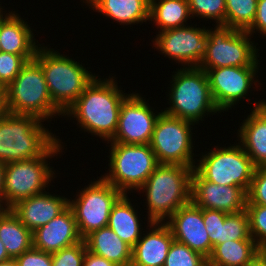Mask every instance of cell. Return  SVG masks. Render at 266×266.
<instances>
[{
	"label": "cell",
	"instance_id": "5",
	"mask_svg": "<svg viewBox=\"0 0 266 266\" xmlns=\"http://www.w3.org/2000/svg\"><path fill=\"white\" fill-rule=\"evenodd\" d=\"M170 81L168 104L164 113L197 125L208 114L219 113L209 86L206 72L199 67L176 69ZM206 113V114H205Z\"/></svg>",
	"mask_w": 266,
	"mask_h": 266
},
{
	"label": "cell",
	"instance_id": "46",
	"mask_svg": "<svg viewBox=\"0 0 266 266\" xmlns=\"http://www.w3.org/2000/svg\"><path fill=\"white\" fill-rule=\"evenodd\" d=\"M4 14V15H3ZM5 16V13H3V10L0 6V20Z\"/></svg>",
	"mask_w": 266,
	"mask_h": 266
},
{
	"label": "cell",
	"instance_id": "45",
	"mask_svg": "<svg viewBox=\"0 0 266 266\" xmlns=\"http://www.w3.org/2000/svg\"><path fill=\"white\" fill-rule=\"evenodd\" d=\"M5 104H0V118L5 114Z\"/></svg>",
	"mask_w": 266,
	"mask_h": 266
},
{
	"label": "cell",
	"instance_id": "31",
	"mask_svg": "<svg viewBox=\"0 0 266 266\" xmlns=\"http://www.w3.org/2000/svg\"><path fill=\"white\" fill-rule=\"evenodd\" d=\"M191 18L215 20L216 25L225 26V0H188Z\"/></svg>",
	"mask_w": 266,
	"mask_h": 266
},
{
	"label": "cell",
	"instance_id": "43",
	"mask_svg": "<svg viewBox=\"0 0 266 266\" xmlns=\"http://www.w3.org/2000/svg\"><path fill=\"white\" fill-rule=\"evenodd\" d=\"M250 266H266V258L264 256H262L254 264H252Z\"/></svg>",
	"mask_w": 266,
	"mask_h": 266
},
{
	"label": "cell",
	"instance_id": "20",
	"mask_svg": "<svg viewBox=\"0 0 266 266\" xmlns=\"http://www.w3.org/2000/svg\"><path fill=\"white\" fill-rule=\"evenodd\" d=\"M147 225L149 231L142 233L132 248L131 266H164L174 241L171 229L165 222H148Z\"/></svg>",
	"mask_w": 266,
	"mask_h": 266
},
{
	"label": "cell",
	"instance_id": "14",
	"mask_svg": "<svg viewBox=\"0 0 266 266\" xmlns=\"http://www.w3.org/2000/svg\"><path fill=\"white\" fill-rule=\"evenodd\" d=\"M258 69L259 66H245L221 67L205 71L213 101L220 112L232 110L234 104L237 105L240 100L246 99L247 94L251 92L250 88H255L253 84L258 87L260 83L255 77Z\"/></svg>",
	"mask_w": 266,
	"mask_h": 266
},
{
	"label": "cell",
	"instance_id": "42",
	"mask_svg": "<svg viewBox=\"0 0 266 266\" xmlns=\"http://www.w3.org/2000/svg\"><path fill=\"white\" fill-rule=\"evenodd\" d=\"M0 104H6V86L0 82Z\"/></svg>",
	"mask_w": 266,
	"mask_h": 266
},
{
	"label": "cell",
	"instance_id": "22",
	"mask_svg": "<svg viewBox=\"0 0 266 266\" xmlns=\"http://www.w3.org/2000/svg\"><path fill=\"white\" fill-rule=\"evenodd\" d=\"M203 220L213 247L226 241L254 240L249 232L246 210L227 214L219 210L203 209Z\"/></svg>",
	"mask_w": 266,
	"mask_h": 266
},
{
	"label": "cell",
	"instance_id": "44",
	"mask_svg": "<svg viewBox=\"0 0 266 266\" xmlns=\"http://www.w3.org/2000/svg\"><path fill=\"white\" fill-rule=\"evenodd\" d=\"M0 266H18V265L14 259H11L10 261L0 263Z\"/></svg>",
	"mask_w": 266,
	"mask_h": 266
},
{
	"label": "cell",
	"instance_id": "2",
	"mask_svg": "<svg viewBox=\"0 0 266 266\" xmlns=\"http://www.w3.org/2000/svg\"><path fill=\"white\" fill-rule=\"evenodd\" d=\"M192 167L159 164L146 182L143 191L148 208V222H166L180 207L191 201Z\"/></svg>",
	"mask_w": 266,
	"mask_h": 266
},
{
	"label": "cell",
	"instance_id": "35",
	"mask_svg": "<svg viewBox=\"0 0 266 266\" xmlns=\"http://www.w3.org/2000/svg\"><path fill=\"white\" fill-rule=\"evenodd\" d=\"M27 62L21 55L0 51V82L7 87Z\"/></svg>",
	"mask_w": 266,
	"mask_h": 266
},
{
	"label": "cell",
	"instance_id": "12",
	"mask_svg": "<svg viewBox=\"0 0 266 266\" xmlns=\"http://www.w3.org/2000/svg\"><path fill=\"white\" fill-rule=\"evenodd\" d=\"M79 192L74 199H69V207L84 239L91 232L108 225L110 212L123 193L102 177L91 181Z\"/></svg>",
	"mask_w": 266,
	"mask_h": 266
},
{
	"label": "cell",
	"instance_id": "1",
	"mask_svg": "<svg viewBox=\"0 0 266 266\" xmlns=\"http://www.w3.org/2000/svg\"><path fill=\"white\" fill-rule=\"evenodd\" d=\"M101 79L96 76L63 116L76 118L82 130L108 142L116 133L121 104L130 94L120 89L115 76Z\"/></svg>",
	"mask_w": 266,
	"mask_h": 266
},
{
	"label": "cell",
	"instance_id": "9",
	"mask_svg": "<svg viewBox=\"0 0 266 266\" xmlns=\"http://www.w3.org/2000/svg\"><path fill=\"white\" fill-rule=\"evenodd\" d=\"M246 31L216 25L208 30L206 55L199 68L260 66L258 48Z\"/></svg>",
	"mask_w": 266,
	"mask_h": 266
},
{
	"label": "cell",
	"instance_id": "38",
	"mask_svg": "<svg viewBox=\"0 0 266 266\" xmlns=\"http://www.w3.org/2000/svg\"><path fill=\"white\" fill-rule=\"evenodd\" d=\"M246 32L251 36L256 32L262 34V36H266V0L257 1L256 15L253 24Z\"/></svg>",
	"mask_w": 266,
	"mask_h": 266
},
{
	"label": "cell",
	"instance_id": "32",
	"mask_svg": "<svg viewBox=\"0 0 266 266\" xmlns=\"http://www.w3.org/2000/svg\"><path fill=\"white\" fill-rule=\"evenodd\" d=\"M164 266H207V259L187 245L174 240Z\"/></svg>",
	"mask_w": 266,
	"mask_h": 266
},
{
	"label": "cell",
	"instance_id": "24",
	"mask_svg": "<svg viewBox=\"0 0 266 266\" xmlns=\"http://www.w3.org/2000/svg\"><path fill=\"white\" fill-rule=\"evenodd\" d=\"M83 2L87 3L90 9L123 26L149 21L150 0H84Z\"/></svg>",
	"mask_w": 266,
	"mask_h": 266
},
{
	"label": "cell",
	"instance_id": "15",
	"mask_svg": "<svg viewBox=\"0 0 266 266\" xmlns=\"http://www.w3.org/2000/svg\"><path fill=\"white\" fill-rule=\"evenodd\" d=\"M153 110L139 93L130 92L121 104L116 133L108 142L150 144L157 119L163 112L156 114Z\"/></svg>",
	"mask_w": 266,
	"mask_h": 266
},
{
	"label": "cell",
	"instance_id": "33",
	"mask_svg": "<svg viewBox=\"0 0 266 266\" xmlns=\"http://www.w3.org/2000/svg\"><path fill=\"white\" fill-rule=\"evenodd\" d=\"M249 217L250 236L255 240L259 250L266 251V206L247 204L245 208Z\"/></svg>",
	"mask_w": 266,
	"mask_h": 266
},
{
	"label": "cell",
	"instance_id": "34",
	"mask_svg": "<svg viewBox=\"0 0 266 266\" xmlns=\"http://www.w3.org/2000/svg\"><path fill=\"white\" fill-rule=\"evenodd\" d=\"M87 247L84 239L52 253V266H83Z\"/></svg>",
	"mask_w": 266,
	"mask_h": 266
},
{
	"label": "cell",
	"instance_id": "30",
	"mask_svg": "<svg viewBox=\"0 0 266 266\" xmlns=\"http://www.w3.org/2000/svg\"><path fill=\"white\" fill-rule=\"evenodd\" d=\"M258 0H225V26L247 31L253 24Z\"/></svg>",
	"mask_w": 266,
	"mask_h": 266
},
{
	"label": "cell",
	"instance_id": "27",
	"mask_svg": "<svg viewBox=\"0 0 266 266\" xmlns=\"http://www.w3.org/2000/svg\"><path fill=\"white\" fill-rule=\"evenodd\" d=\"M127 194H123L114 204L109 215L108 227L131 248L141 238L140 216Z\"/></svg>",
	"mask_w": 266,
	"mask_h": 266
},
{
	"label": "cell",
	"instance_id": "40",
	"mask_svg": "<svg viewBox=\"0 0 266 266\" xmlns=\"http://www.w3.org/2000/svg\"><path fill=\"white\" fill-rule=\"evenodd\" d=\"M5 163L0 162V205L3 207V178H4Z\"/></svg>",
	"mask_w": 266,
	"mask_h": 266
},
{
	"label": "cell",
	"instance_id": "7",
	"mask_svg": "<svg viewBox=\"0 0 266 266\" xmlns=\"http://www.w3.org/2000/svg\"><path fill=\"white\" fill-rule=\"evenodd\" d=\"M62 140L57 141L40 157L5 163L3 180V208L10 209L17 202L44 193L56 178L48 159L62 153ZM57 154V155H56ZM54 176V177H53ZM50 182V183H49Z\"/></svg>",
	"mask_w": 266,
	"mask_h": 266
},
{
	"label": "cell",
	"instance_id": "29",
	"mask_svg": "<svg viewBox=\"0 0 266 266\" xmlns=\"http://www.w3.org/2000/svg\"><path fill=\"white\" fill-rule=\"evenodd\" d=\"M188 18L191 19L188 0H150L149 21L159 32L186 26Z\"/></svg>",
	"mask_w": 266,
	"mask_h": 266
},
{
	"label": "cell",
	"instance_id": "3",
	"mask_svg": "<svg viewBox=\"0 0 266 266\" xmlns=\"http://www.w3.org/2000/svg\"><path fill=\"white\" fill-rule=\"evenodd\" d=\"M33 115L5 112L0 118V162L25 161L42 156L56 141L43 123Z\"/></svg>",
	"mask_w": 266,
	"mask_h": 266
},
{
	"label": "cell",
	"instance_id": "19",
	"mask_svg": "<svg viewBox=\"0 0 266 266\" xmlns=\"http://www.w3.org/2000/svg\"><path fill=\"white\" fill-rule=\"evenodd\" d=\"M69 207V199L60 195L44 193L17 202L10 209L32 232L60 215Z\"/></svg>",
	"mask_w": 266,
	"mask_h": 266
},
{
	"label": "cell",
	"instance_id": "21",
	"mask_svg": "<svg viewBox=\"0 0 266 266\" xmlns=\"http://www.w3.org/2000/svg\"><path fill=\"white\" fill-rule=\"evenodd\" d=\"M33 31L15 11H9L0 20V50L23 56L28 62L34 60L41 46ZM36 40V41H35Z\"/></svg>",
	"mask_w": 266,
	"mask_h": 266
},
{
	"label": "cell",
	"instance_id": "13",
	"mask_svg": "<svg viewBox=\"0 0 266 266\" xmlns=\"http://www.w3.org/2000/svg\"><path fill=\"white\" fill-rule=\"evenodd\" d=\"M186 25L183 27L158 32L153 46L164 57L181 63L183 67H199L206 55L208 29Z\"/></svg>",
	"mask_w": 266,
	"mask_h": 266
},
{
	"label": "cell",
	"instance_id": "36",
	"mask_svg": "<svg viewBox=\"0 0 266 266\" xmlns=\"http://www.w3.org/2000/svg\"><path fill=\"white\" fill-rule=\"evenodd\" d=\"M247 204L266 206V167L255 168L247 191Z\"/></svg>",
	"mask_w": 266,
	"mask_h": 266
},
{
	"label": "cell",
	"instance_id": "11",
	"mask_svg": "<svg viewBox=\"0 0 266 266\" xmlns=\"http://www.w3.org/2000/svg\"><path fill=\"white\" fill-rule=\"evenodd\" d=\"M195 123L162 112L155 124L150 147L159 164L195 168L192 131Z\"/></svg>",
	"mask_w": 266,
	"mask_h": 266
},
{
	"label": "cell",
	"instance_id": "16",
	"mask_svg": "<svg viewBox=\"0 0 266 266\" xmlns=\"http://www.w3.org/2000/svg\"><path fill=\"white\" fill-rule=\"evenodd\" d=\"M191 201L198 207L227 214L245 210L247 191L238 186L206 181L195 169L191 175Z\"/></svg>",
	"mask_w": 266,
	"mask_h": 266
},
{
	"label": "cell",
	"instance_id": "8",
	"mask_svg": "<svg viewBox=\"0 0 266 266\" xmlns=\"http://www.w3.org/2000/svg\"><path fill=\"white\" fill-rule=\"evenodd\" d=\"M109 143V173L101 177L123 194L137 192L159 165L150 144Z\"/></svg>",
	"mask_w": 266,
	"mask_h": 266
},
{
	"label": "cell",
	"instance_id": "28",
	"mask_svg": "<svg viewBox=\"0 0 266 266\" xmlns=\"http://www.w3.org/2000/svg\"><path fill=\"white\" fill-rule=\"evenodd\" d=\"M0 240L12 259L33 247L32 231L22 224L11 209H3L0 213Z\"/></svg>",
	"mask_w": 266,
	"mask_h": 266
},
{
	"label": "cell",
	"instance_id": "39",
	"mask_svg": "<svg viewBox=\"0 0 266 266\" xmlns=\"http://www.w3.org/2000/svg\"><path fill=\"white\" fill-rule=\"evenodd\" d=\"M83 266H116L109 260L86 250Z\"/></svg>",
	"mask_w": 266,
	"mask_h": 266
},
{
	"label": "cell",
	"instance_id": "23",
	"mask_svg": "<svg viewBox=\"0 0 266 266\" xmlns=\"http://www.w3.org/2000/svg\"><path fill=\"white\" fill-rule=\"evenodd\" d=\"M241 124L238 143L256 168L266 167V108L263 100L255 101L250 115Z\"/></svg>",
	"mask_w": 266,
	"mask_h": 266
},
{
	"label": "cell",
	"instance_id": "41",
	"mask_svg": "<svg viewBox=\"0 0 266 266\" xmlns=\"http://www.w3.org/2000/svg\"><path fill=\"white\" fill-rule=\"evenodd\" d=\"M12 258L8 255L5 246L0 240V263L10 261Z\"/></svg>",
	"mask_w": 266,
	"mask_h": 266
},
{
	"label": "cell",
	"instance_id": "48",
	"mask_svg": "<svg viewBox=\"0 0 266 266\" xmlns=\"http://www.w3.org/2000/svg\"><path fill=\"white\" fill-rule=\"evenodd\" d=\"M3 209H4V208L0 205V213L3 211Z\"/></svg>",
	"mask_w": 266,
	"mask_h": 266
},
{
	"label": "cell",
	"instance_id": "26",
	"mask_svg": "<svg viewBox=\"0 0 266 266\" xmlns=\"http://www.w3.org/2000/svg\"><path fill=\"white\" fill-rule=\"evenodd\" d=\"M262 256L255 240L226 241L213 247L207 266H250Z\"/></svg>",
	"mask_w": 266,
	"mask_h": 266
},
{
	"label": "cell",
	"instance_id": "17",
	"mask_svg": "<svg viewBox=\"0 0 266 266\" xmlns=\"http://www.w3.org/2000/svg\"><path fill=\"white\" fill-rule=\"evenodd\" d=\"M171 229L175 241L187 245L208 259L212 253L208 231L203 220V208L192 201L180 207L165 222Z\"/></svg>",
	"mask_w": 266,
	"mask_h": 266
},
{
	"label": "cell",
	"instance_id": "18",
	"mask_svg": "<svg viewBox=\"0 0 266 266\" xmlns=\"http://www.w3.org/2000/svg\"><path fill=\"white\" fill-rule=\"evenodd\" d=\"M32 237L33 248L51 254L83 240L70 207L44 226L34 230Z\"/></svg>",
	"mask_w": 266,
	"mask_h": 266
},
{
	"label": "cell",
	"instance_id": "6",
	"mask_svg": "<svg viewBox=\"0 0 266 266\" xmlns=\"http://www.w3.org/2000/svg\"><path fill=\"white\" fill-rule=\"evenodd\" d=\"M5 110L11 114L33 115L43 121L64 114L53 103L44 72L35 60L27 62L6 87Z\"/></svg>",
	"mask_w": 266,
	"mask_h": 266
},
{
	"label": "cell",
	"instance_id": "47",
	"mask_svg": "<svg viewBox=\"0 0 266 266\" xmlns=\"http://www.w3.org/2000/svg\"><path fill=\"white\" fill-rule=\"evenodd\" d=\"M263 106L266 108V100L263 101Z\"/></svg>",
	"mask_w": 266,
	"mask_h": 266
},
{
	"label": "cell",
	"instance_id": "37",
	"mask_svg": "<svg viewBox=\"0 0 266 266\" xmlns=\"http://www.w3.org/2000/svg\"><path fill=\"white\" fill-rule=\"evenodd\" d=\"M14 260L18 266H52V254L33 247Z\"/></svg>",
	"mask_w": 266,
	"mask_h": 266
},
{
	"label": "cell",
	"instance_id": "25",
	"mask_svg": "<svg viewBox=\"0 0 266 266\" xmlns=\"http://www.w3.org/2000/svg\"><path fill=\"white\" fill-rule=\"evenodd\" d=\"M84 241L88 251L104 257L116 266H131L132 248L108 226L91 232Z\"/></svg>",
	"mask_w": 266,
	"mask_h": 266
},
{
	"label": "cell",
	"instance_id": "4",
	"mask_svg": "<svg viewBox=\"0 0 266 266\" xmlns=\"http://www.w3.org/2000/svg\"><path fill=\"white\" fill-rule=\"evenodd\" d=\"M34 60L41 66L53 103L63 112L80 97L96 75L67 55L40 46Z\"/></svg>",
	"mask_w": 266,
	"mask_h": 266
},
{
	"label": "cell",
	"instance_id": "10",
	"mask_svg": "<svg viewBox=\"0 0 266 266\" xmlns=\"http://www.w3.org/2000/svg\"><path fill=\"white\" fill-rule=\"evenodd\" d=\"M214 147L197 159L195 170L209 182L238 186L248 191L255 166L242 146Z\"/></svg>",
	"mask_w": 266,
	"mask_h": 266
}]
</instances>
